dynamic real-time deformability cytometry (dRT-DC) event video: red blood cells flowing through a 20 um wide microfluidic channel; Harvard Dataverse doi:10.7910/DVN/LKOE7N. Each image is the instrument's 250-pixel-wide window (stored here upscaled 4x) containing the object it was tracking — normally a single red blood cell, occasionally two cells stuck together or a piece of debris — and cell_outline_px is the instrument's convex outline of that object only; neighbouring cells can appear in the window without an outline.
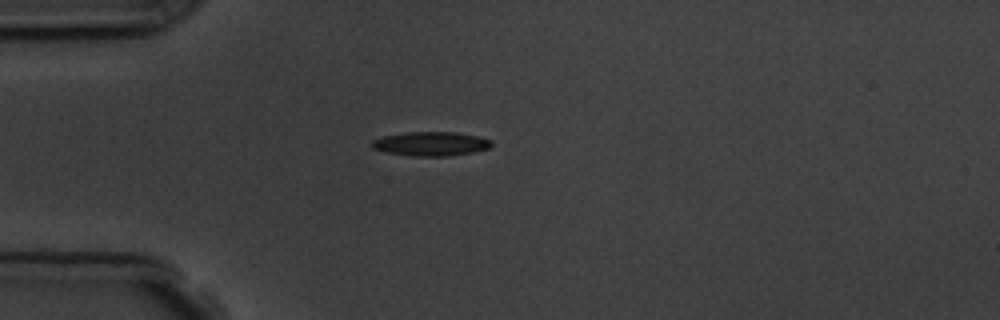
{"species": "common noctule bat (a hibernating species)", "species_latin": "Nyctalus noctula", "temperature_condition": "room temperature", "stored_images_in_passage": 2, "camera_frame_rate_fps": 3000, "um_per_image_px": 0.085, "animal": {"sex": "male", "body_mass_g": 19.5, "forearm_length_mm": 54.6}, "frame": {"image": 1, "passage_image": 1, "time_ms": 0.0, "image_size_px": [1000, 320], "cell_outline_px": [[492, 148], [472, 152], [448, 156], [416, 156], [388, 152], [372, 148], [372, 140], [384, 136], [404, 132], [456, 132], [476, 136], [492, 140]], "centroid_in_image_um": [36.66, 12.21], "position_along_channel_um": 48.3, "area_um2": 16.7}}